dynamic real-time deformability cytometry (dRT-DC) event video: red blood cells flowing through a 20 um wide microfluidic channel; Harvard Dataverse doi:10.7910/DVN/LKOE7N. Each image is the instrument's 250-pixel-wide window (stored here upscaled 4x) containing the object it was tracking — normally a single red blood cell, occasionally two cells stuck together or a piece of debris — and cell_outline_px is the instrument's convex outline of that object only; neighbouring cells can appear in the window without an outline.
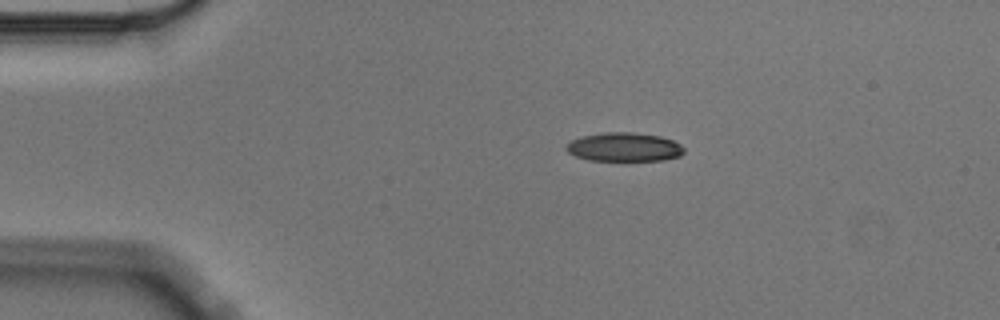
{"species": "Egyptian fruit bat (a non-hibernating species)", "species_latin": "Rousettus aegyptiacus", "temperature_condition": "cold", "stored_images_in_passage": 5, "camera_frame_rate_fps": 3000, "um_per_image_px": 0.085, "animal": {"sex": "male"}, "frame": {"image": 1, "passage_image": 1, "time_ms": 0.0, "image_size_px": [1000, 320], "cell_outline_px": [[684, 152], [680, 156], [664, 160], [588, 160], [576, 156], [568, 152], [564, 148], [572, 140], [584, 136], [604, 132], [632, 132], [660, 136], [672, 140], [680, 144], [684, 148]], "centroid_in_image_um": [53.07, 12.5], "position_along_channel_um": 31.9, "area_um2": 19.65}}
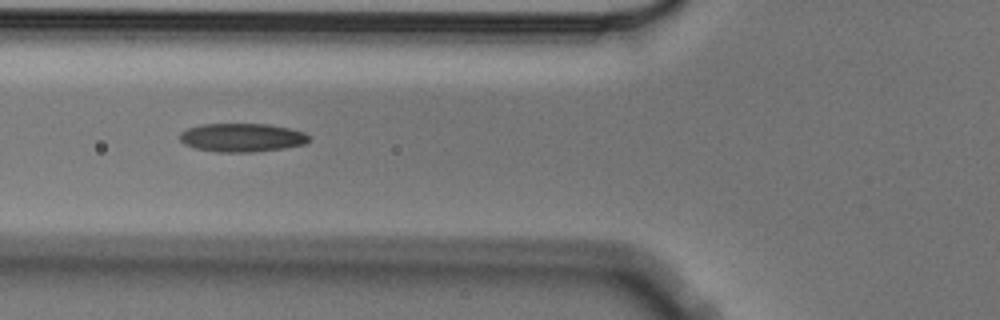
{"frame": {"image": 2, "passage_image": 4, "time_ms": 1.0, "image_size_px": [1000, 320], "cell_outline_px": [[312, 136], [304, 144], [284, 148], [252, 152], [216, 152], [196, 148], [184, 144], [180, 140], [180, 132], [188, 128], [204, 124], [268, 124], [288, 128], [304, 132]], "centroid_in_image_um": [20.57, 11.69], "position_along_channel_um": 105.2, "area_um2": 21.44}}
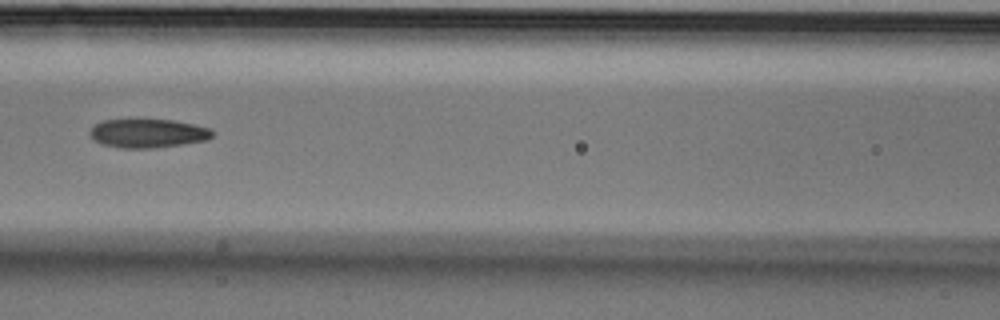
{"frame": {"image": 3, "passage_image": 5, "time_ms": 1.333, "image_size_px": [1000, 320], "cell_outline_px": [[212, 136], [208, 140], [152, 148], [120, 148], [104, 144], [96, 140], [88, 132], [96, 124], [104, 120], [172, 120], [212, 128]], "centroid_in_image_um": [12.59, 11.33], "position_along_channel_um": 154.0, "area_um2": 20.17}}